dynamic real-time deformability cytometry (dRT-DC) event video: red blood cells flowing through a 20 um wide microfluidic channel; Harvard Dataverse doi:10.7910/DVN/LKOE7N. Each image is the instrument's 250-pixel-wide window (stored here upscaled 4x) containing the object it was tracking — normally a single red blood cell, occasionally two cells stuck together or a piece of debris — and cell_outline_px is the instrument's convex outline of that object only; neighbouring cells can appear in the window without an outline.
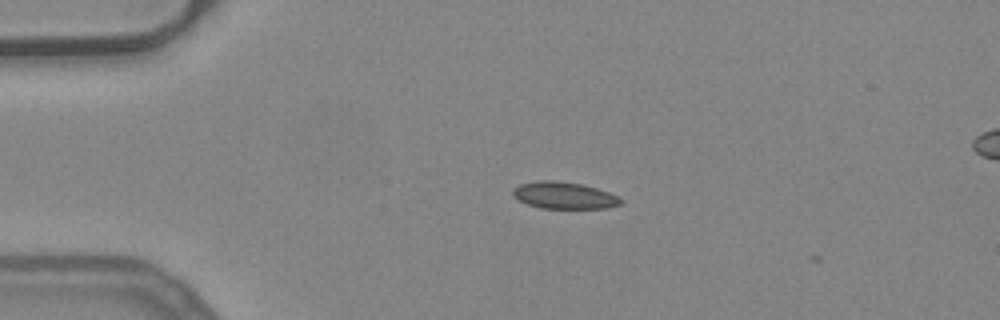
{"species": "common noctule bat (a hibernating species)", "species_latin": "Nyctalus noctula", "temperature_condition": "warm", "stored_images_in_passage": 4, "camera_frame_rate_fps": 3000, "um_per_image_px": 0.085, "animal": {"sex": "female", "body_mass_g": 24.6, "forearm_length_mm": 56.2}, "frame": {"image": 1, "passage_image": 1, "time_ms": 0.0, "image_size_px": [1000, 320], "cell_outline_px": [[620, 204], [608, 208], [540, 208], [528, 204], [512, 196], [512, 188], [520, 184], [536, 180], [556, 180], [580, 184], [596, 188], [620, 196]], "centroid_in_image_um": [47.91, 16.6], "position_along_channel_um": 37.1, "area_um2": 16.88}}